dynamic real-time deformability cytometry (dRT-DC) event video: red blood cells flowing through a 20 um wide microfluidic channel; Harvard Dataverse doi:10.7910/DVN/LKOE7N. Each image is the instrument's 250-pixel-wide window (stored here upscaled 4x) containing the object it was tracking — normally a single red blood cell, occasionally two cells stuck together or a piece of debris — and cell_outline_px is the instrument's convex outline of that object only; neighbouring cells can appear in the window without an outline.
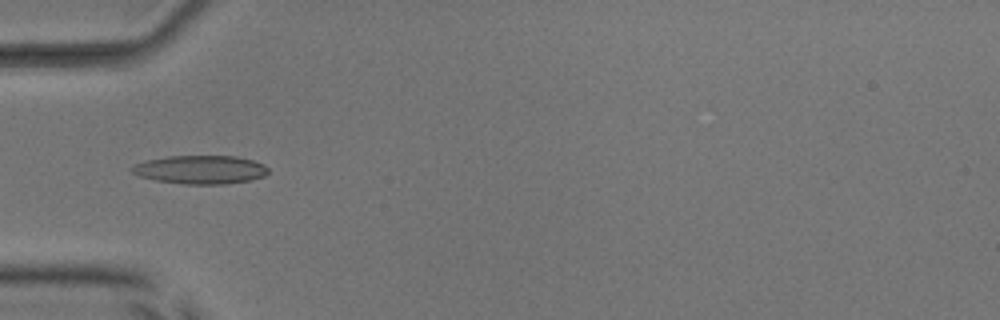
{"species": "common noctule bat (a hibernating species)", "species_latin": "Nyctalus noctula", "temperature_condition": "room temperature", "stored_images_in_passage": 37, "camera_frame_rate_fps": 3000, "um_per_image_px": 0.085, "animal": {"sex": "male", "body_mass_g": 17.9, "forearm_length_mm": 54.2}, "frame": {"image": 1, "passage_image": 3, "time_ms": 0.667, "image_size_px": [1000, 320], "cell_outline_px": [[268, 172], [264, 176], [252, 180], [224, 184], [184, 184], [156, 180], [140, 176], [132, 172], [132, 168], [136, 164], [148, 160], [168, 156], [236, 156], [252, 160], [264, 164], [268, 168]], "centroid_in_image_um": [17.09, 14.42], "position_along_channel_um": 67.9, "area_um2": 22.48}}
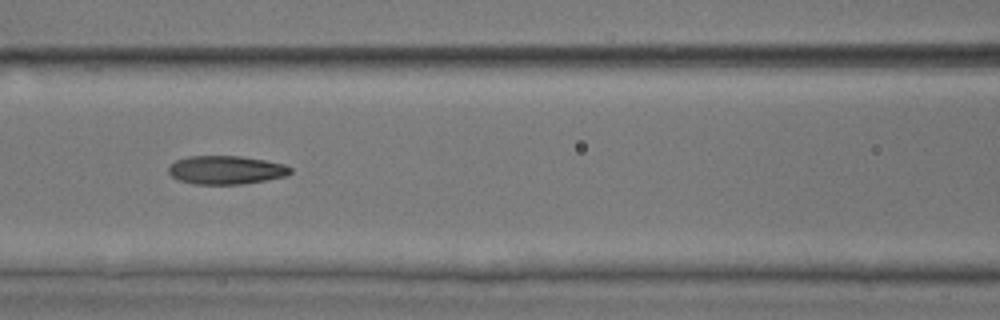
{"frame": {"image": 2, "passage_image": 9, "time_ms": 2.667, "image_size_px": [1000, 320], "cell_outline_px": [[292, 172], [288, 176], [244, 184], [192, 184], [180, 180], [172, 176], [168, 172], [168, 164], [176, 160], [188, 156], [240, 156], [264, 160], [284, 164], [292, 168]], "centroid_in_image_um": [19.21, 14.45], "position_along_channel_um": 147.4, "area_um2": 20.4}}
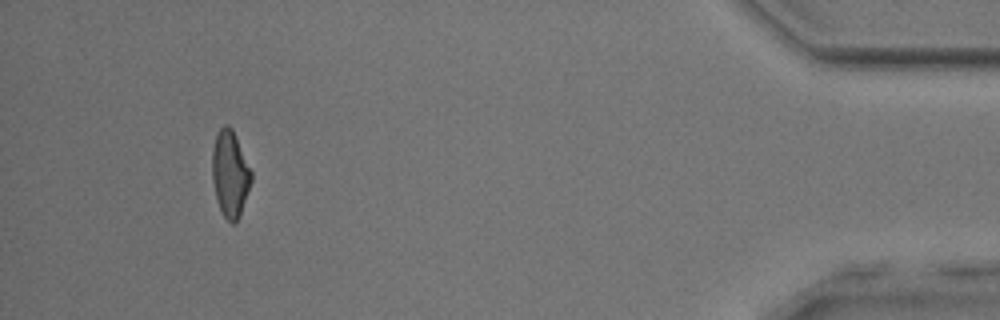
{"frame": {"image": 3, "passage_image": 34, "time_ms": 11.0, "image_size_px": [1000, 320], "cell_outline_px": [[252, 180], [240, 216], [232, 224], [224, 216], [216, 200], [212, 180], [212, 148], [216, 132], [224, 124], [228, 124], [232, 128], [252, 172]], "centroid_in_image_um": [19.54, 14.74], "position_along_channel_um": 415.7, "area_um2": 19.77}, "authors_computed_cell_mechanics": {"area_um2": 19.8254, "velocity_mm_per_s": 4.0097, "shape_relaxation_time_tau1_ms": null, "shape_relaxation_time_tau2_ms": 2.5763, "deformation_change_tau1": null, "deformation_change_tau2": 0.1085}}